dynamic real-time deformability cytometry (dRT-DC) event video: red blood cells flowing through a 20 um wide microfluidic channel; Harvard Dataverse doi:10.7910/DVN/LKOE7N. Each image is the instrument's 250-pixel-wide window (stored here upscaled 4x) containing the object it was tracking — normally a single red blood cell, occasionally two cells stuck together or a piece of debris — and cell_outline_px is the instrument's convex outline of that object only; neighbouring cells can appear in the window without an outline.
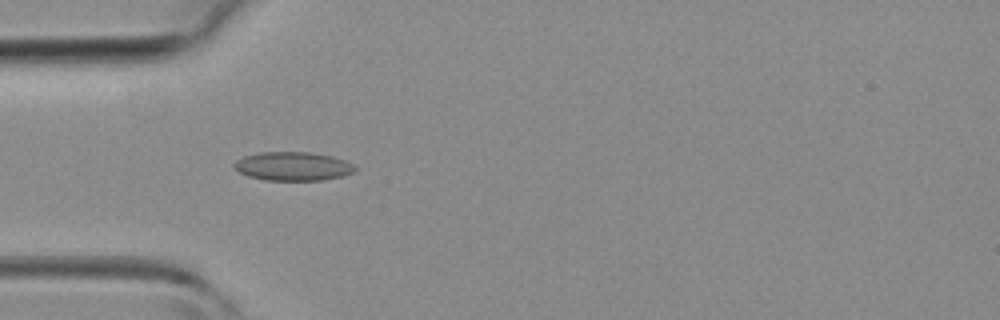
{"species": "common noctule bat (a hibernating species)", "species_latin": "Nyctalus noctula", "temperature_condition": "room temperature", "stored_images_in_passage": 42, "camera_frame_rate_fps": 3000, "um_per_image_px": 0.085, "animal": {"sex": "female", "body_mass_g": 19.3, "forearm_length_mm": 54.1}, "frame": {"image": 1, "passage_image": 12, "time_ms": 3.667, "image_size_px": [1000, 320], "cell_outline_px": [[356, 168], [352, 172], [340, 176], [320, 180], [264, 180], [248, 176], [240, 172], [232, 164], [236, 160], [244, 156], [260, 152], [312, 152], [332, 156], [344, 160], [352, 164]], "centroid_in_image_um": [24.86, 14.12], "position_along_channel_um": 60.1, "area_um2": 20.06}}
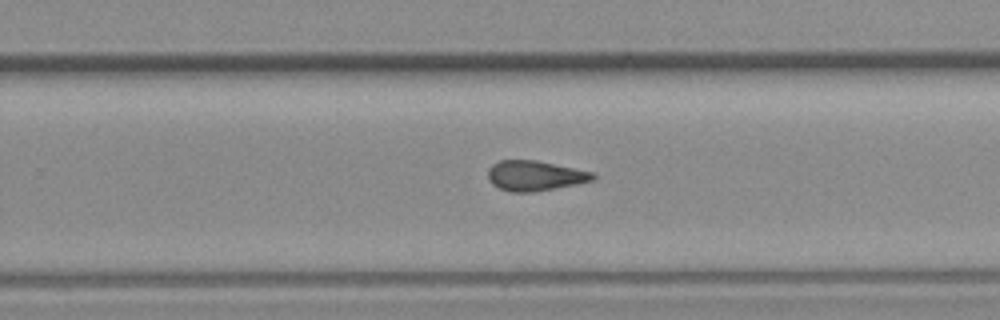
{"frame": {"image": 2, "passage_image": 26, "time_ms": 8.333, "image_size_px": [1000, 320], "cell_outline_px": [[596, 176], [592, 180], [576, 184], [556, 188], [532, 192], [512, 192], [500, 188], [492, 184], [488, 180], [488, 168], [492, 164], [500, 160], [536, 160], [596, 172]], "centroid_in_image_um": [45.47, 14.93], "position_along_channel_um": 284.3, "area_um2": 18.5}}
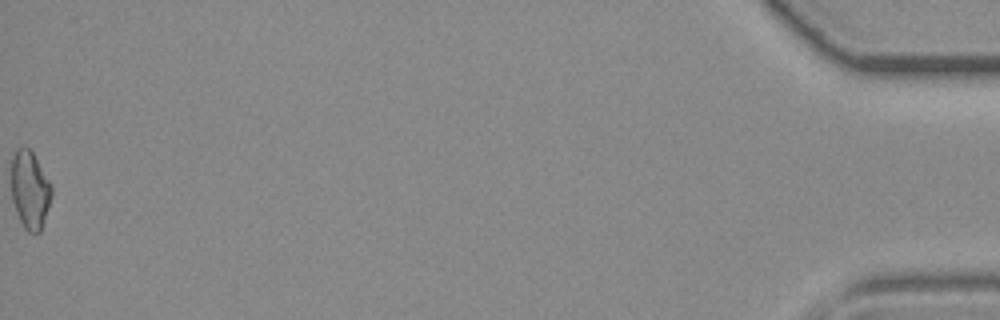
{"frame": {"image": 3, "passage_image": 42, "time_ms": 13.667, "image_size_px": [1000, 320], "cell_outline_px": [[52, 196], [40, 232], [28, 232], [24, 228], [16, 212], [12, 200], [12, 156], [16, 148], [28, 148], [32, 152], [52, 184]], "centroid_in_image_um": [2.55, 16.14], "position_along_channel_um": 432.7, "area_um2": 18.15}}